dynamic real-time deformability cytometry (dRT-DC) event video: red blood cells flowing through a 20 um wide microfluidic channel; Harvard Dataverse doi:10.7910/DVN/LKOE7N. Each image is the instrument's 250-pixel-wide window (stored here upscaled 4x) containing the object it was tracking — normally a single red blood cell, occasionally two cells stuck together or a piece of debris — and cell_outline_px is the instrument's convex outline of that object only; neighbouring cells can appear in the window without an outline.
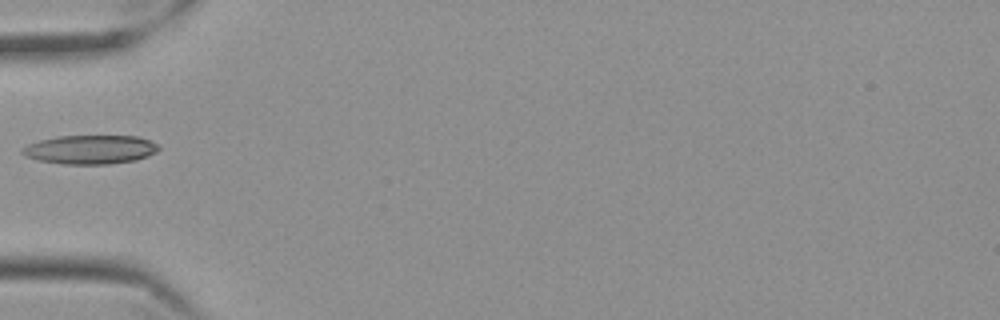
{"species": "Egyptian fruit bat (a non-hibernating species)", "species_latin": "Rousettus aegyptiacus", "temperature_condition": "cold", "stored_images_in_passage": 39, "camera_frame_rate_fps": 3000, "um_per_image_px": 0.085, "frame": {"image": 1, "passage_image": 1, "time_ms": 0.0, "image_size_px": [1000, 320], "cell_outline_px": [[160, 148], [156, 152], [148, 156], [136, 160], [108, 164], [64, 164], [40, 160], [28, 156], [20, 152], [20, 148], [28, 144], [40, 140], [56, 136], [140, 136], [160, 144]], "centroid_in_image_um": [7.72, 12.7], "position_along_channel_um": 77.3, "area_um2": 23.06}}
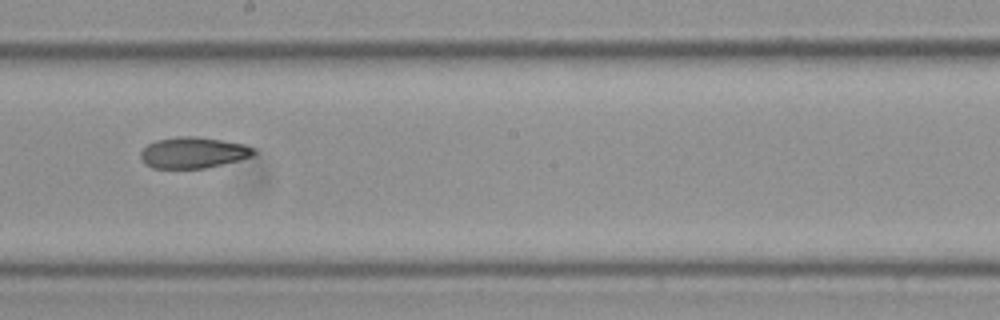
{"frame": {"image": 2, "passage_image": 14, "time_ms": 4.333, "image_size_px": [1000, 320], "cell_outline_px": [[256, 152], [252, 156], [204, 168], [152, 168], [144, 164], [140, 156], [140, 152], [148, 144], [156, 140], [176, 136], [192, 136], [224, 140], [244, 144], [256, 148]], "centroid_in_image_um": [16.4, 12.96], "position_along_channel_um": 231.8, "area_um2": 20.46}}
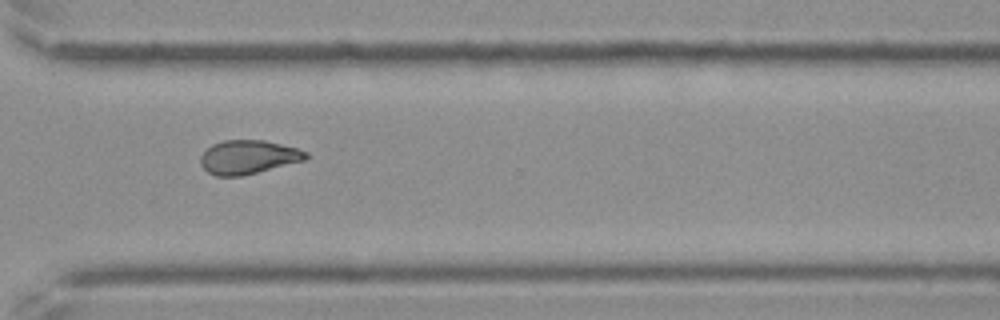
{"frame": {"image": 3, "passage_image": 24, "time_ms": 7.667, "image_size_px": [1000, 320], "cell_outline_px": [[308, 156], [304, 160], [240, 176], [216, 176], [208, 172], [200, 164], [200, 156], [212, 144], [224, 140], [264, 140], [296, 148], [308, 152]], "centroid_in_image_um": [21.06, 13.34], "position_along_channel_um": 349.5, "area_um2": 20.46}}